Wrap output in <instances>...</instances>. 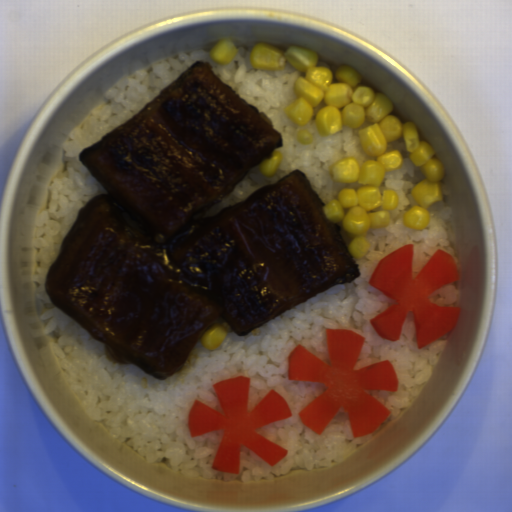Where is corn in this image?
I'll return each instance as SVG.
<instances>
[{
	"label": "corn",
	"mask_w": 512,
	"mask_h": 512,
	"mask_svg": "<svg viewBox=\"0 0 512 512\" xmlns=\"http://www.w3.org/2000/svg\"><path fill=\"white\" fill-rule=\"evenodd\" d=\"M255 70H285L288 64L300 76L293 87L297 95L284 109L286 117L298 125V143L313 141L306 127L310 120L324 137H332L343 127L358 130L362 151L376 160L358 163L345 159L330 171L334 182H358L355 190L342 188L337 199H331L321 210L326 219L340 227V233L354 258L368 254L371 244L366 235L370 229L389 226L390 211L399 205L400 196L394 189L381 191L384 175L401 167L403 154L395 149L387 151L390 141L403 138L409 159L424 176L411 189L416 204L404 212L406 228L423 230L430 221L428 208L443 201L442 181L446 169L435 158L436 151L421 141L416 124L401 123L391 114L394 106L388 97L362 85L361 75L352 67L342 65L332 73L319 65L317 51L289 45L281 50L267 43L254 44L248 54Z\"/></svg>",
	"instance_id": "corn-1"
},
{
	"label": "corn",
	"mask_w": 512,
	"mask_h": 512,
	"mask_svg": "<svg viewBox=\"0 0 512 512\" xmlns=\"http://www.w3.org/2000/svg\"><path fill=\"white\" fill-rule=\"evenodd\" d=\"M237 49L232 40H220L212 49L209 56L215 64L226 65L236 56Z\"/></svg>",
	"instance_id": "corn-2"
},
{
	"label": "corn",
	"mask_w": 512,
	"mask_h": 512,
	"mask_svg": "<svg viewBox=\"0 0 512 512\" xmlns=\"http://www.w3.org/2000/svg\"><path fill=\"white\" fill-rule=\"evenodd\" d=\"M227 334V330L221 325H212L199 336L200 343L208 351L215 350L220 346Z\"/></svg>",
	"instance_id": "corn-3"
},
{
	"label": "corn",
	"mask_w": 512,
	"mask_h": 512,
	"mask_svg": "<svg viewBox=\"0 0 512 512\" xmlns=\"http://www.w3.org/2000/svg\"><path fill=\"white\" fill-rule=\"evenodd\" d=\"M282 152L273 150L271 157L268 160L259 162V174L263 178H269L276 175L282 160Z\"/></svg>",
	"instance_id": "corn-4"
}]
</instances>
